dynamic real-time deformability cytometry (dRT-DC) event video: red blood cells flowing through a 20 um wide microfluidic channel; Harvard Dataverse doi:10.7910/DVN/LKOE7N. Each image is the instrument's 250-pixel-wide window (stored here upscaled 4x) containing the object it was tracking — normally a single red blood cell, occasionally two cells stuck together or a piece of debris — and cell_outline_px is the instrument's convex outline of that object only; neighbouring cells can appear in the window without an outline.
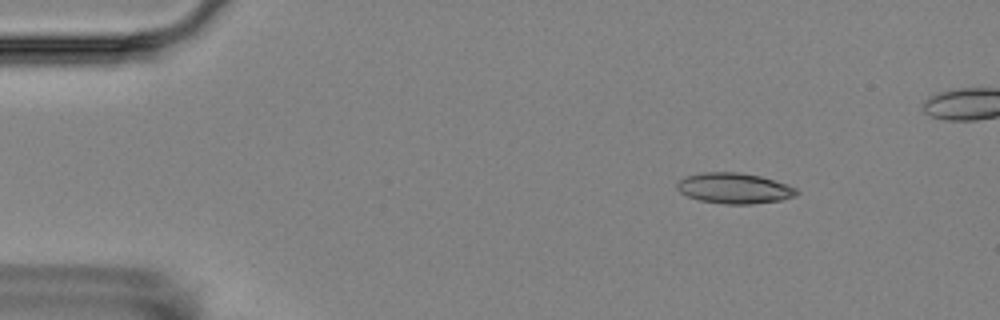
{"species": "Egyptian fruit bat (a non-hibernating species)", "species_latin": "Rousettus aegyptiacus", "temperature_condition": "room temperature", "stored_images_in_passage": 6, "camera_frame_rate_fps": 3000, "um_per_image_px": 0.085, "animal": {"sex": "female"}, "frame": {"image": 1, "passage_image": 3, "time_ms": 2.0, "image_size_px": [1000, 320], "cell_outline_px": [[800, 192], [796, 196], [780, 200], [752, 204], [724, 204], [700, 200], [688, 196], [680, 192], [676, 188], [676, 184], [684, 176], [700, 172], [740, 172], [760, 176], [796, 188]], "centroid_in_image_um": [62.38, 16.0], "position_along_channel_um": 22.6, "area_um2": 21.33}}